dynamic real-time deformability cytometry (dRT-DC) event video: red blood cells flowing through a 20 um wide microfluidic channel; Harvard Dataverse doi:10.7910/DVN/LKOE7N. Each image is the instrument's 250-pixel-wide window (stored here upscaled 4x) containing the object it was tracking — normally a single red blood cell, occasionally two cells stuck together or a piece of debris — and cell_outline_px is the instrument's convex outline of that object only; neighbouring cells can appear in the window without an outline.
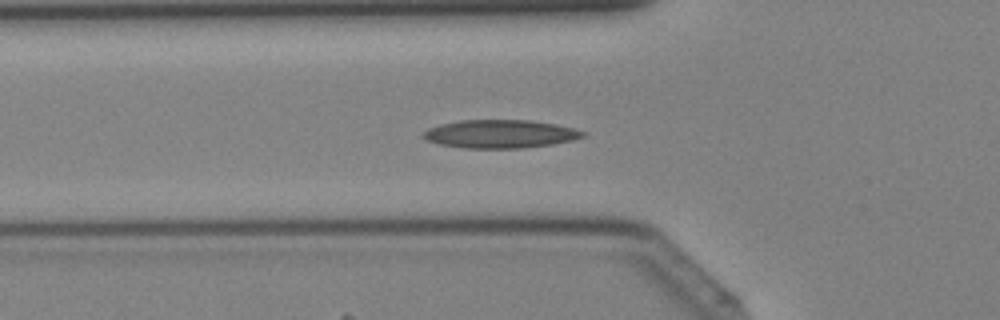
{"species": "Egyptian fruit bat (a non-hibernating species)", "species_latin": "Rousettus aegyptiacus", "temperature_condition": "cold", "stored_images_in_passage": 32, "camera_frame_rate_fps": 3000, "um_per_image_px": 0.085, "animal": {"sex": "female"}, "frame": {"image": 1, "passage_image": 8, "time_ms": 2.333, "image_size_px": [1000, 320], "cell_outline_px": [[588, 132], [584, 136], [572, 140], [552, 144], [524, 148], [464, 148], [436, 144], [424, 140], [420, 136], [428, 128], [440, 124], [460, 120], [532, 120], [556, 124]], "centroid_in_image_um": [42.47, 11.39], "position_along_channel_um": 83.3, "area_um2": 26.53}}
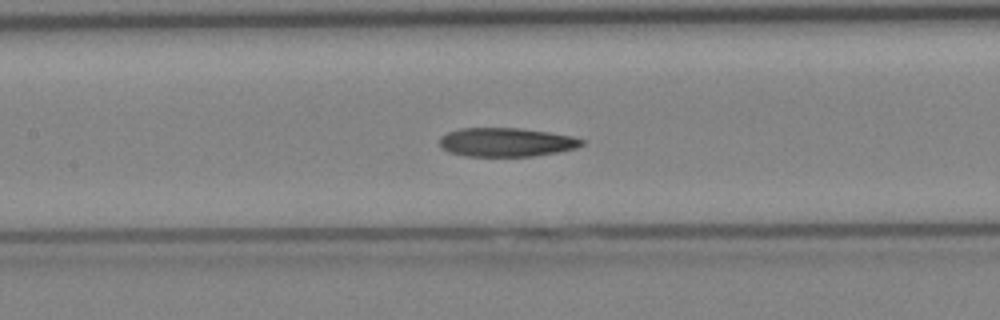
{"frame": {"image": 2, "passage_image": 13, "time_ms": 4.0, "image_size_px": [1000, 320], "cell_outline_px": [[584, 144], [576, 148], [556, 152], [532, 156], [468, 156], [448, 152], [440, 148], [440, 136], [448, 132], [460, 128], [520, 128], [548, 132], [572, 136], [584, 140]], "centroid_in_image_um": [43.0, 12.08], "position_along_channel_um": 164.4, "area_um2": 23.87}}
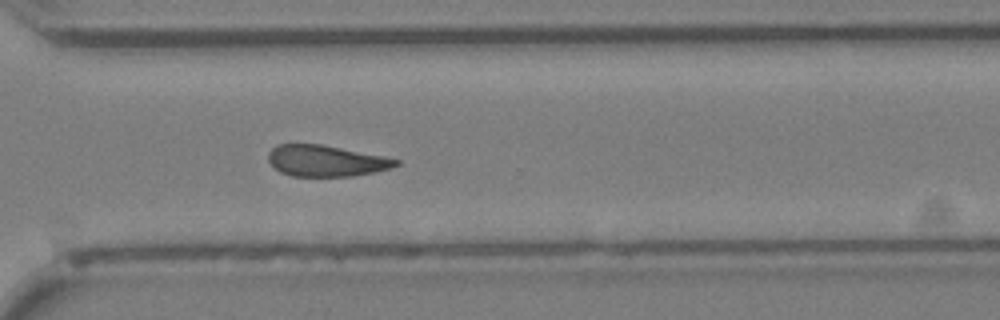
{"frame": {"image": 3, "passage_image": 24, "time_ms": 7.667, "image_size_px": [1000, 320], "cell_outline_px": [[400, 164], [392, 168], [376, 172], [352, 176], [292, 176], [280, 172], [268, 160], [268, 152], [276, 144], [320, 144], [384, 156], [400, 160]], "centroid_in_image_um": [27.73, 13.67], "position_along_channel_um": 342.9, "area_um2": 23.24}}